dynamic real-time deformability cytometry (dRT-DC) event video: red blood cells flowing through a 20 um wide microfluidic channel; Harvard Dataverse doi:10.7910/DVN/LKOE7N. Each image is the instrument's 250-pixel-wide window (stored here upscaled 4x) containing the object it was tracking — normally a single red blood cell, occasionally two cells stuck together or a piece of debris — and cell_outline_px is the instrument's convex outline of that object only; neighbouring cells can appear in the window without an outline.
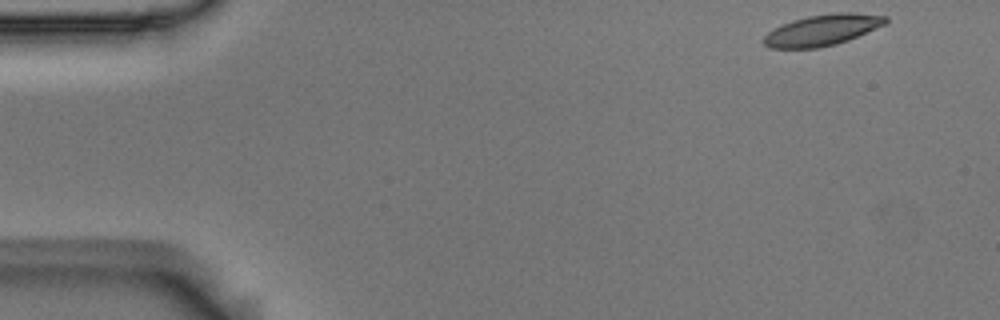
{"species": "Egyptian fruit bat (a non-hibernating species)", "species_latin": "Rousettus aegyptiacus", "temperature_condition": "room temperature", "stored_images_in_passage": 52, "camera_frame_rate_fps": 3000, "um_per_image_px": 0.085, "animal": {"sex": "male"}, "frame": {"image": 1, "passage_image": 1, "time_ms": 0.0, "image_size_px": [1000, 320], "cell_outline_px": [[888, 20], [884, 24], [848, 40], [836, 44], [816, 48], [768, 48], [764, 44], [764, 36], [768, 32], [792, 20], [808, 16], [840, 12], [848, 12], [888, 16]], "centroid_in_image_um": [69.89, 2.56], "position_along_channel_um": 15.1, "area_um2": 21.68}}
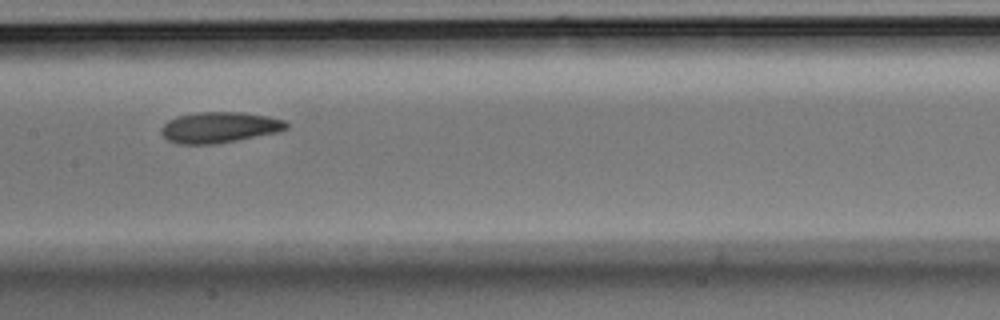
{"frame": {"image": 2, "passage_image": 24, "time_ms": 7.667, "image_size_px": [1000, 320], "cell_outline_px": [[288, 128], [276, 132], [236, 140], [212, 144], [176, 144], [168, 140], [160, 132], [160, 128], [168, 120], [176, 116], [196, 112], [244, 112], [268, 116], [284, 120], [288, 124]], "centroid_in_image_um": [18.61, 10.81], "position_along_channel_um": 188.8, "area_um2": 22.48}}
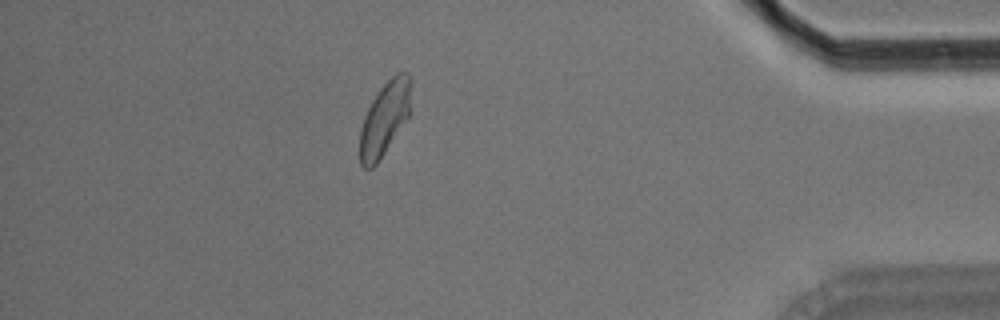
{"frame": {"image": 3, "passage_image": 45, "time_ms": 14.667, "image_size_px": [1000, 320], "cell_outline_px": [[412, 80], [408, 116], [376, 164], [372, 168], [364, 168], [360, 164], [360, 128], [364, 116], [372, 100], [380, 88], [396, 72], [408, 72]], "centroid_in_image_um": [32.69, 10.04], "position_along_channel_um": 402.5, "area_um2": 21.62}, "authors_computed_cell_mechanics": {"area_um2": 22.3397, "velocity_mm_per_s": 3.6593, "shape_relaxation_time_tau1_ms": 3.845, "shape_relaxation_time_tau2_ms": 3.1501, "deformation_change_tau1": 0.1491, "deformation_change_tau2": 0.1}}